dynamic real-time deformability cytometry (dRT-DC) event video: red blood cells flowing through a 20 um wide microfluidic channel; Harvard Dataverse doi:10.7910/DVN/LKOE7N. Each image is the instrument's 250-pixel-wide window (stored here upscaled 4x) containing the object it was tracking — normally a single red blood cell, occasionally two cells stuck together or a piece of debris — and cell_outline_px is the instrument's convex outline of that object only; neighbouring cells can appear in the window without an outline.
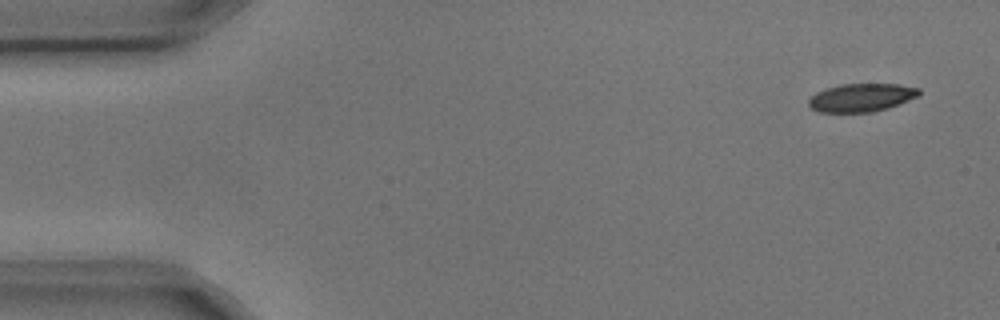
{"species": "common noctule bat (a hibernating species)", "species_latin": "Nyctalus noctula", "temperature_condition": "cold", "stored_images_in_passage": 4, "camera_frame_rate_fps": 3000, "um_per_image_px": 0.085, "animal": {"sex": "male", "body_mass_g": 17.9, "forearm_length_mm": 54.2}, "frame": {"image": 1, "passage_image": 1, "time_ms": 0.0, "image_size_px": [1000, 320], "cell_outline_px": [[920, 96], [888, 108], [872, 112], [816, 112], [808, 104], [808, 100], [816, 92], [840, 84], [900, 84], [920, 88]], "centroid_in_image_um": [73.24, 8.29], "position_along_channel_um": 11.8, "area_um2": 18.21}}
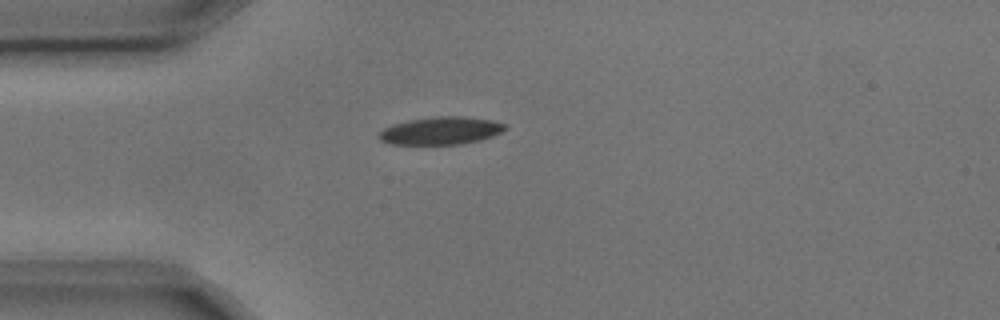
{"frame": {"image": 2, "passage_image": 4, "time_ms": 1.0, "image_size_px": [1000, 320], "cell_outline_px": [[508, 128], [492, 136], [480, 140], [464, 144], [392, 144], [380, 140], [376, 136], [384, 128], [392, 124], [408, 120], [432, 116], [464, 116], [492, 120], [508, 124]], "centroid_in_image_um": [37.48, 11.1], "position_along_channel_um": 47.5, "area_um2": 20.58}}